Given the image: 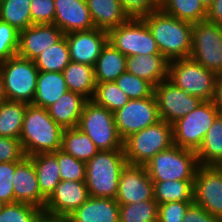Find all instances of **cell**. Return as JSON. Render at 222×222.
<instances>
[{
    "label": "cell",
    "instance_id": "d590c367",
    "mask_svg": "<svg viewBox=\"0 0 222 222\" xmlns=\"http://www.w3.org/2000/svg\"><path fill=\"white\" fill-rule=\"evenodd\" d=\"M158 207L155 199L119 204V222H158Z\"/></svg>",
    "mask_w": 222,
    "mask_h": 222
},
{
    "label": "cell",
    "instance_id": "ee69618b",
    "mask_svg": "<svg viewBox=\"0 0 222 222\" xmlns=\"http://www.w3.org/2000/svg\"><path fill=\"white\" fill-rule=\"evenodd\" d=\"M129 18H142L159 9V0H120Z\"/></svg>",
    "mask_w": 222,
    "mask_h": 222
},
{
    "label": "cell",
    "instance_id": "44dd1931",
    "mask_svg": "<svg viewBox=\"0 0 222 222\" xmlns=\"http://www.w3.org/2000/svg\"><path fill=\"white\" fill-rule=\"evenodd\" d=\"M63 222H119V203L115 199L90 196Z\"/></svg>",
    "mask_w": 222,
    "mask_h": 222
},
{
    "label": "cell",
    "instance_id": "30bf717a",
    "mask_svg": "<svg viewBox=\"0 0 222 222\" xmlns=\"http://www.w3.org/2000/svg\"><path fill=\"white\" fill-rule=\"evenodd\" d=\"M108 42L123 55L138 56L160 54L158 45L142 18H129L108 32Z\"/></svg>",
    "mask_w": 222,
    "mask_h": 222
},
{
    "label": "cell",
    "instance_id": "ac0fdd59",
    "mask_svg": "<svg viewBox=\"0 0 222 222\" xmlns=\"http://www.w3.org/2000/svg\"><path fill=\"white\" fill-rule=\"evenodd\" d=\"M64 32L54 24H33L19 32V57L34 61L39 55L59 42Z\"/></svg>",
    "mask_w": 222,
    "mask_h": 222
},
{
    "label": "cell",
    "instance_id": "f5cc1de1",
    "mask_svg": "<svg viewBox=\"0 0 222 222\" xmlns=\"http://www.w3.org/2000/svg\"><path fill=\"white\" fill-rule=\"evenodd\" d=\"M4 206V203L0 200V209Z\"/></svg>",
    "mask_w": 222,
    "mask_h": 222
},
{
    "label": "cell",
    "instance_id": "d6a6232c",
    "mask_svg": "<svg viewBox=\"0 0 222 222\" xmlns=\"http://www.w3.org/2000/svg\"><path fill=\"white\" fill-rule=\"evenodd\" d=\"M159 9L166 14L191 23L206 20L207 9L200 0H159Z\"/></svg>",
    "mask_w": 222,
    "mask_h": 222
},
{
    "label": "cell",
    "instance_id": "f907efd6",
    "mask_svg": "<svg viewBox=\"0 0 222 222\" xmlns=\"http://www.w3.org/2000/svg\"><path fill=\"white\" fill-rule=\"evenodd\" d=\"M6 100H7V97H6L5 89H4V80H3L2 72L0 70V103Z\"/></svg>",
    "mask_w": 222,
    "mask_h": 222
},
{
    "label": "cell",
    "instance_id": "ffe728a7",
    "mask_svg": "<svg viewBox=\"0 0 222 222\" xmlns=\"http://www.w3.org/2000/svg\"><path fill=\"white\" fill-rule=\"evenodd\" d=\"M15 202L27 203L44 209L47 199L41 194L33 162L25 157L13 176Z\"/></svg>",
    "mask_w": 222,
    "mask_h": 222
},
{
    "label": "cell",
    "instance_id": "5bb4252c",
    "mask_svg": "<svg viewBox=\"0 0 222 222\" xmlns=\"http://www.w3.org/2000/svg\"><path fill=\"white\" fill-rule=\"evenodd\" d=\"M154 96L160 119L171 125L192 112L202 101L178 88L169 79L161 81L154 87Z\"/></svg>",
    "mask_w": 222,
    "mask_h": 222
},
{
    "label": "cell",
    "instance_id": "6da1fadb",
    "mask_svg": "<svg viewBox=\"0 0 222 222\" xmlns=\"http://www.w3.org/2000/svg\"><path fill=\"white\" fill-rule=\"evenodd\" d=\"M142 19L150 29L160 54L169 62L190 57L193 23L179 20L160 9Z\"/></svg>",
    "mask_w": 222,
    "mask_h": 222
},
{
    "label": "cell",
    "instance_id": "2e32d148",
    "mask_svg": "<svg viewBox=\"0 0 222 222\" xmlns=\"http://www.w3.org/2000/svg\"><path fill=\"white\" fill-rule=\"evenodd\" d=\"M153 199V182L147 168L144 165L127 163L119 178L115 200L119 204H130Z\"/></svg>",
    "mask_w": 222,
    "mask_h": 222
},
{
    "label": "cell",
    "instance_id": "db71d44e",
    "mask_svg": "<svg viewBox=\"0 0 222 222\" xmlns=\"http://www.w3.org/2000/svg\"><path fill=\"white\" fill-rule=\"evenodd\" d=\"M218 167H219L220 170L222 171V163H220V164L218 165Z\"/></svg>",
    "mask_w": 222,
    "mask_h": 222
},
{
    "label": "cell",
    "instance_id": "d6986e66",
    "mask_svg": "<svg viewBox=\"0 0 222 222\" xmlns=\"http://www.w3.org/2000/svg\"><path fill=\"white\" fill-rule=\"evenodd\" d=\"M54 25L64 34L94 29L86 0H54Z\"/></svg>",
    "mask_w": 222,
    "mask_h": 222
},
{
    "label": "cell",
    "instance_id": "f1b7e54d",
    "mask_svg": "<svg viewBox=\"0 0 222 222\" xmlns=\"http://www.w3.org/2000/svg\"><path fill=\"white\" fill-rule=\"evenodd\" d=\"M201 166H218L222 163V115L219 114L209 128L201 146L196 150Z\"/></svg>",
    "mask_w": 222,
    "mask_h": 222
},
{
    "label": "cell",
    "instance_id": "8992f818",
    "mask_svg": "<svg viewBox=\"0 0 222 222\" xmlns=\"http://www.w3.org/2000/svg\"><path fill=\"white\" fill-rule=\"evenodd\" d=\"M168 79L189 95L213 100L217 75L190 57L170 61Z\"/></svg>",
    "mask_w": 222,
    "mask_h": 222
},
{
    "label": "cell",
    "instance_id": "9a60e30c",
    "mask_svg": "<svg viewBox=\"0 0 222 222\" xmlns=\"http://www.w3.org/2000/svg\"><path fill=\"white\" fill-rule=\"evenodd\" d=\"M193 202L222 220V171L218 166H201L194 179Z\"/></svg>",
    "mask_w": 222,
    "mask_h": 222
},
{
    "label": "cell",
    "instance_id": "b9f144b4",
    "mask_svg": "<svg viewBox=\"0 0 222 222\" xmlns=\"http://www.w3.org/2000/svg\"><path fill=\"white\" fill-rule=\"evenodd\" d=\"M20 162H0V200L4 203L15 202L13 176Z\"/></svg>",
    "mask_w": 222,
    "mask_h": 222
},
{
    "label": "cell",
    "instance_id": "bcb514c9",
    "mask_svg": "<svg viewBox=\"0 0 222 222\" xmlns=\"http://www.w3.org/2000/svg\"><path fill=\"white\" fill-rule=\"evenodd\" d=\"M25 157L20 139L0 137V162H21Z\"/></svg>",
    "mask_w": 222,
    "mask_h": 222
},
{
    "label": "cell",
    "instance_id": "7dc6e473",
    "mask_svg": "<svg viewBox=\"0 0 222 222\" xmlns=\"http://www.w3.org/2000/svg\"><path fill=\"white\" fill-rule=\"evenodd\" d=\"M220 219L211 215L204 208L197 205L196 203H192L186 214L183 217L182 222H219Z\"/></svg>",
    "mask_w": 222,
    "mask_h": 222
},
{
    "label": "cell",
    "instance_id": "3957f363",
    "mask_svg": "<svg viewBox=\"0 0 222 222\" xmlns=\"http://www.w3.org/2000/svg\"><path fill=\"white\" fill-rule=\"evenodd\" d=\"M124 149L102 150L86 163V186L89 195L115 199L123 167L127 164Z\"/></svg>",
    "mask_w": 222,
    "mask_h": 222
},
{
    "label": "cell",
    "instance_id": "816d5d0a",
    "mask_svg": "<svg viewBox=\"0 0 222 222\" xmlns=\"http://www.w3.org/2000/svg\"><path fill=\"white\" fill-rule=\"evenodd\" d=\"M203 6L208 9V7L213 3V0H200Z\"/></svg>",
    "mask_w": 222,
    "mask_h": 222
},
{
    "label": "cell",
    "instance_id": "83f0119b",
    "mask_svg": "<svg viewBox=\"0 0 222 222\" xmlns=\"http://www.w3.org/2000/svg\"><path fill=\"white\" fill-rule=\"evenodd\" d=\"M62 73L68 90L79 93L88 100L93 98L96 87L94 67L71 61Z\"/></svg>",
    "mask_w": 222,
    "mask_h": 222
},
{
    "label": "cell",
    "instance_id": "7c38bea8",
    "mask_svg": "<svg viewBox=\"0 0 222 222\" xmlns=\"http://www.w3.org/2000/svg\"><path fill=\"white\" fill-rule=\"evenodd\" d=\"M113 114L118 134L123 141L131 134L161 120L154 95L144 99H130Z\"/></svg>",
    "mask_w": 222,
    "mask_h": 222
},
{
    "label": "cell",
    "instance_id": "f6af8a7d",
    "mask_svg": "<svg viewBox=\"0 0 222 222\" xmlns=\"http://www.w3.org/2000/svg\"><path fill=\"white\" fill-rule=\"evenodd\" d=\"M193 202H169L158 207V222H182L189 206Z\"/></svg>",
    "mask_w": 222,
    "mask_h": 222
},
{
    "label": "cell",
    "instance_id": "7402d4cb",
    "mask_svg": "<svg viewBox=\"0 0 222 222\" xmlns=\"http://www.w3.org/2000/svg\"><path fill=\"white\" fill-rule=\"evenodd\" d=\"M126 71L157 86L168 79L169 61L162 54L127 56Z\"/></svg>",
    "mask_w": 222,
    "mask_h": 222
},
{
    "label": "cell",
    "instance_id": "cb8c5ba5",
    "mask_svg": "<svg viewBox=\"0 0 222 222\" xmlns=\"http://www.w3.org/2000/svg\"><path fill=\"white\" fill-rule=\"evenodd\" d=\"M86 1L95 28L109 32L129 19L123 11L120 0Z\"/></svg>",
    "mask_w": 222,
    "mask_h": 222
},
{
    "label": "cell",
    "instance_id": "4fadbf2b",
    "mask_svg": "<svg viewBox=\"0 0 222 222\" xmlns=\"http://www.w3.org/2000/svg\"><path fill=\"white\" fill-rule=\"evenodd\" d=\"M89 197L85 181L61 180L43 209L46 222H63Z\"/></svg>",
    "mask_w": 222,
    "mask_h": 222
},
{
    "label": "cell",
    "instance_id": "e575fe53",
    "mask_svg": "<svg viewBox=\"0 0 222 222\" xmlns=\"http://www.w3.org/2000/svg\"><path fill=\"white\" fill-rule=\"evenodd\" d=\"M31 0H2L0 20L13 26L18 32L32 25Z\"/></svg>",
    "mask_w": 222,
    "mask_h": 222
},
{
    "label": "cell",
    "instance_id": "836d02e7",
    "mask_svg": "<svg viewBox=\"0 0 222 222\" xmlns=\"http://www.w3.org/2000/svg\"><path fill=\"white\" fill-rule=\"evenodd\" d=\"M34 62L38 71L62 72L71 62L66 37L44 50Z\"/></svg>",
    "mask_w": 222,
    "mask_h": 222
},
{
    "label": "cell",
    "instance_id": "7a4b0ae2",
    "mask_svg": "<svg viewBox=\"0 0 222 222\" xmlns=\"http://www.w3.org/2000/svg\"><path fill=\"white\" fill-rule=\"evenodd\" d=\"M63 131L64 128L51 118L47 109L28 104L20 134L26 157L60 150Z\"/></svg>",
    "mask_w": 222,
    "mask_h": 222
},
{
    "label": "cell",
    "instance_id": "4dcf8cb0",
    "mask_svg": "<svg viewBox=\"0 0 222 222\" xmlns=\"http://www.w3.org/2000/svg\"><path fill=\"white\" fill-rule=\"evenodd\" d=\"M194 180L153 182L154 199L158 205L169 202H193Z\"/></svg>",
    "mask_w": 222,
    "mask_h": 222
},
{
    "label": "cell",
    "instance_id": "ab89813d",
    "mask_svg": "<svg viewBox=\"0 0 222 222\" xmlns=\"http://www.w3.org/2000/svg\"><path fill=\"white\" fill-rule=\"evenodd\" d=\"M58 161L61 180L67 181H85L86 180V163L77 160L72 155L65 153L63 150H57L52 153Z\"/></svg>",
    "mask_w": 222,
    "mask_h": 222
},
{
    "label": "cell",
    "instance_id": "f546056e",
    "mask_svg": "<svg viewBox=\"0 0 222 222\" xmlns=\"http://www.w3.org/2000/svg\"><path fill=\"white\" fill-rule=\"evenodd\" d=\"M61 150L85 163L99 152L88 135L77 127L64 129Z\"/></svg>",
    "mask_w": 222,
    "mask_h": 222
},
{
    "label": "cell",
    "instance_id": "603a6c76",
    "mask_svg": "<svg viewBox=\"0 0 222 222\" xmlns=\"http://www.w3.org/2000/svg\"><path fill=\"white\" fill-rule=\"evenodd\" d=\"M88 101L83 95L68 90L47 110L51 118L65 128L78 126L85 103Z\"/></svg>",
    "mask_w": 222,
    "mask_h": 222
},
{
    "label": "cell",
    "instance_id": "74e56055",
    "mask_svg": "<svg viewBox=\"0 0 222 222\" xmlns=\"http://www.w3.org/2000/svg\"><path fill=\"white\" fill-rule=\"evenodd\" d=\"M95 104L107 108L114 113L121 109L129 100L125 94L114 81L96 84L93 98L91 99Z\"/></svg>",
    "mask_w": 222,
    "mask_h": 222
},
{
    "label": "cell",
    "instance_id": "277c9868",
    "mask_svg": "<svg viewBox=\"0 0 222 222\" xmlns=\"http://www.w3.org/2000/svg\"><path fill=\"white\" fill-rule=\"evenodd\" d=\"M152 182L194 180L200 164L196 151L172 145L158 152L146 165Z\"/></svg>",
    "mask_w": 222,
    "mask_h": 222
},
{
    "label": "cell",
    "instance_id": "8fae6325",
    "mask_svg": "<svg viewBox=\"0 0 222 222\" xmlns=\"http://www.w3.org/2000/svg\"><path fill=\"white\" fill-rule=\"evenodd\" d=\"M190 58L217 76L222 74V26L207 20L193 23Z\"/></svg>",
    "mask_w": 222,
    "mask_h": 222
},
{
    "label": "cell",
    "instance_id": "c3c4849f",
    "mask_svg": "<svg viewBox=\"0 0 222 222\" xmlns=\"http://www.w3.org/2000/svg\"><path fill=\"white\" fill-rule=\"evenodd\" d=\"M206 20L222 26V0H213L207 9Z\"/></svg>",
    "mask_w": 222,
    "mask_h": 222
},
{
    "label": "cell",
    "instance_id": "9c48e42d",
    "mask_svg": "<svg viewBox=\"0 0 222 222\" xmlns=\"http://www.w3.org/2000/svg\"><path fill=\"white\" fill-rule=\"evenodd\" d=\"M219 114L212 100L201 101L192 112L172 124L174 145L196 151Z\"/></svg>",
    "mask_w": 222,
    "mask_h": 222
},
{
    "label": "cell",
    "instance_id": "d4e9b609",
    "mask_svg": "<svg viewBox=\"0 0 222 222\" xmlns=\"http://www.w3.org/2000/svg\"><path fill=\"white\" fill-rule=\"evenodd\" d=\"M67 91L62 72L39 71L32 105L47 109Z\"/></svg>",
    "mask_w": 222,
    "mask_h": 222
},
{
    "label": "cell",
    "instance_id": "60d3db41",
    "mask_svg": "<svg viewBox=\"0 0 222 222\" xmlns=\"http://www.w3.org/2000/svg\"><path fill=\"white\" fill-rule=\"evenodd\" d=\"M19 32L5 21L0 20V62L18 53Z\"/></svg>",
    "mask_w": 222,
    "mask_h": 222
},
{
    "label": "cell",
    "instance_id": "4316f807",
    "mask_svg": "<svg viewBox=\"0 0 222 222\" xmlns=\"http://www.w3.org/2000/svg\"><path fill=\"white\" fill-rule=\"evenodd\" d=\"M28 158L35 167L40 192L48 199L61 181L57 158L52 153H39Z\"/></svg>",
    "mask_w": 222,
    "mask_h": 222
},
{
    "label": "cell",
    "instance_id": "8d00e7d4",
    "mask_svg": "<svg viewBox=\"0 0 222 222\" xmlns=\"http://www.w3.org/2000/svg\"><path fill=\"white\" fill-rule=\"evenodd\" d=\"M0 222H46L44 211L34 205L13 202L0 209Z\"/></svg>",
    "mask_w": 222,
    "mask_h": 222
},
{
    "label": "cell",
    "instance_id": "52a82bcc",
    "mask_svg": "<svg viewBox=\"0 0 222 222\" xmlns=\"http://www.w3.org/2000/svg\"><path fill=\"white\" fill-rule=\"evenodd\" d=\"M77 128L88 135L99 151L124 149L114 114L92 100L85 103Z\"/></svg>",
    "mask_w": 222,
    "mask_h": 222
},
{
    "label": "cell",
    "instance_id": "e0dca14e",
    "mask_svg": "<svg viewBox=\"0 0 222 222\" xmlns=\"http://www.w3.org/2000/svg\"><path fill=\"white\" fill-rule=\"evenodd\" d=\"M73 62L94 67L102 48L108 42V32L94 28L87 31H74L64 35Z\"/></svg>",
    "mask_w": 222,
    "mask_h": 222
},
{
    "label": "cell",
    "instance_id": "f35d334b",
    "mask_svg": "<svg viewBox=\"0 0 222 222\" xmlns=\"http://www.w3.org/2000/svg\"><path fill=\"white\" fill-rule=\"evenodd\" d=\"M114 82L130 99H144L154 95L155 86L152 83L127 71Z\"/></svg>",
    "mask_w": 222,
    "mask_h": 222
},
{
    "label": "cell",
    "instance_id": "484cf974",
    "mask_svg": "<svg viewBox=\"0 0 222 222\" xmlns=\"http://www.w3.org/2000/svg\"><path fill=\"white\" fill-rule=\"evenodd\" d=\"M126 58L118 49L107 42L94 65L96 84L115 81L126 71Z\"/></svg>",
    "mask_w": 222,
    "mask_h": 222
},
{
    "label": "cell",
    "instance_id": "681fc988",
    "mask_svg": "<svg viewBox=\"0 0 222 222\" xmlns=\"http://www.w3.org/2000/svg\"><path fill=\"white\" fill-rule=\"evenodd\" d=\"M212 101L218 112L222 115V74L217 76L216 87Z\"/></svg>",
    "mask_w": 222,
    "mask_h": 222
},
{
    "label": "cell",
    "instance_id": "ba28073f",
    "mask_svg": "<svg viewBox=\"0 0 222 222\" xmlns=\"http://www.w3.org/2000/svg\"><path fill=\"white\" fill-rule=\"evenodd\" d=\"M7 100L32 104L39 71L34 61L18 55L0 62Z\"/></svg>",
    "mask_w": 222,
    "mask_h": 222
},
{
    "label": "cell",
    "instance_id": "1f68e13d",
    "mask_svg": "<svg viewBox=\"0 0 222 222\" xmlns=\"http://www.w3.org/2000/svg\"><path fill=\"white\" fill-rule=\"evenodd\" d=\"M27 105L9 100L0 103V137L20 139Z\"/></svg>",
    "mask_w": 222,
    "mask_h": 222
},
{
    "label": "cell",
    "instance_id": "7bdbcfd3",
    "mask_svg": "<svg viewBox=\"0 0 222 222\" xmlns=\"http://www.w3.org/2000/svg\"><path fill=\"white\" fill-rule=\"evenodd\" d=\"M31 20L33 24H54V0H31Z\"/></svg>",
    "mask_w": 222,
    "mask_h": 222
},
{
    "label": "cell",
    "instance_id": "5b68a950",
    "mask_svg": "<svg viewBox=\"0 0 222 222\" xmlns=\"http://www.w3.org/2000/svg\"><path fill=\"white\" fill-rule=\"evenodd\" d=\"M172 145H174L173 127L163 120L131 134L123 141L126 161L129 164L144 166L158 152Z\"/></svg>",
    "mask_w": 222,
    "mask_h": 222
}]
</instances>
